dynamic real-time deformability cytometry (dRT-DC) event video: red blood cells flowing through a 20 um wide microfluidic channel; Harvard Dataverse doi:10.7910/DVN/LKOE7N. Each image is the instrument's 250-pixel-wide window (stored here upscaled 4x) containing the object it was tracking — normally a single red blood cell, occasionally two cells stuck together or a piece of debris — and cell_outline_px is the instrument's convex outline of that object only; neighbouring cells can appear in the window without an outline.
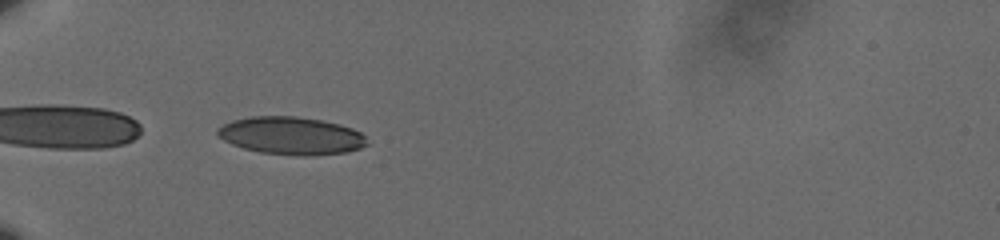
{"species": "human", "species_latin": "Homo sapiens", "temperature_condition": "cold", "stored_images_in_passage": 39, "camera_frame_rate_fps": 3000, "um_per_image_px": 0.085, "donor": {"sex": "male"}, "frame": {"image": 1, "passage_image": 1, "time_ms": 0.0, "image_size_px": [1000, 240], "cell_outline_px": [[368, 144], [360, 148], [348, 152], [312, 156], [300, 156], [260, 152], [244, 148], [232, 144], [216, 136], [216, 128], [232, 120], [252, 116], [296, 116], [324, 120], [340, 124], [352, 128], [360, 132], [364, 136]], "centroid_in_image_um": [24.75, 11.53], "position_along_channel_um": 60.3, "area_um2": 33.12}}
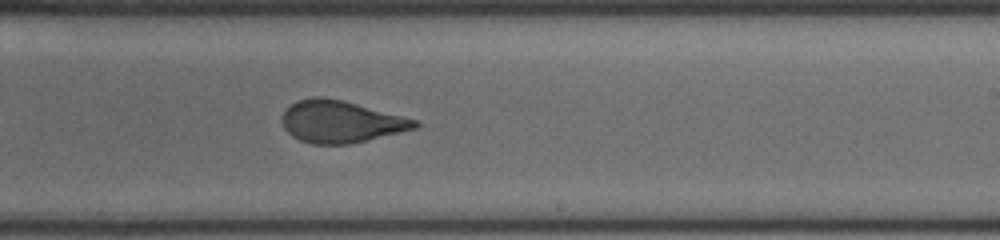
{"frame": {"image": 2, "passage_image": 19, "time_ms": 6.0, "image_size_px": [1000, 240], "cell_outline_px": [[420, 124], [416, 128], [352, 144], [312, 144], [300, 140], [292, 136], [284, 128], [280, 120], [284, 108], [296, 100], [316, 96], [324, 96], [356, 104], [416, 120]], "centroid_in_image_um": [28.88, 10.34], "position_along_channel_um": 260.1, "area_um2": 32.43}}
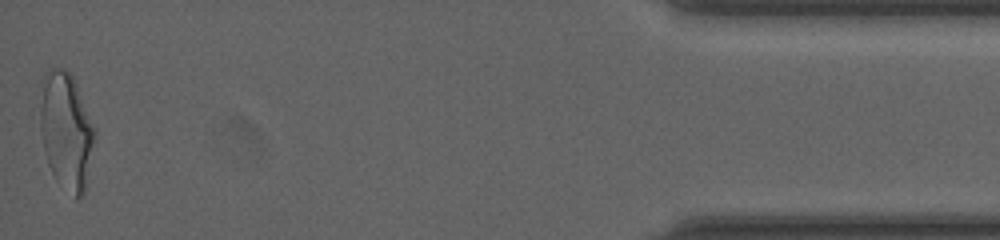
{"frame": {"image": 3, "passage_image": 39, "time_ms": 12.667, "image_size_px": [1000, 240], "cell_outline_px": [[96, 132], [84, 196], [76, 196], [56, 180], [48, 164], [44, 148], [40, 128], [40, 108], [44, 72], [48, 68], [64, 68], [72, 72], [96, 128]], "centroid_in_image_um": [5.65, 11.04], "position_along_channel_um": 429.6, "area_um2": 37.28}, "authors_computed_cell_mechanics": {"area_um2": 33.2928, "velocity_mm_per_s": 3.6143, "shape_relaxation_time_tau1_ms": 6.3693, "shape_relaxation_time_tau2_ms": 0.7938, "deformation_change_tau1": 0.1904, "deformation_change_tau2": 0.0563}}